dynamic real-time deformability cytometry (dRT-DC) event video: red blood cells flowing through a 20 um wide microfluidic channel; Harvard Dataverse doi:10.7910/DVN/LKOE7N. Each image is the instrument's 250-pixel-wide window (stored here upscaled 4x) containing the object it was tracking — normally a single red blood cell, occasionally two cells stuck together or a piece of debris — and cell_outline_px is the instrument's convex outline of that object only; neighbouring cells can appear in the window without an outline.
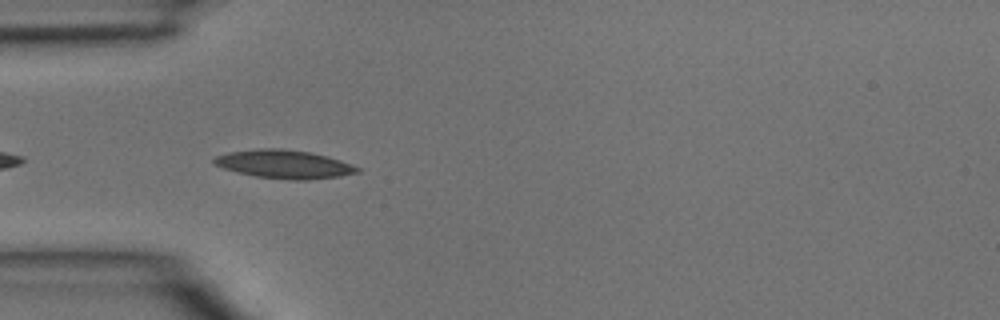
{"species": "common noctule bat (a hibernating species)", "species_latin": "Nyctalus noctula", "temperature_condition": "room temperature", "stored_images_in_passage": 1, "camera_frame_rate_fps": 3000, "um_per_image_px": 0.085, "animal": {"sex": "male", "body_mass_g": 15.6}, "frame": {"image": 1, "passage_image": 1, "time_ms": 0.0, "image_size_px": [1000, 320], "cell_outline_px": [[360, 172], [340, 176], [308, 180], [292, 180], [256, 176], [236, 172], [212, 164], [212, 160], [216, 156], [228, 152], [256, 148], [280, 148], [308, 152], [328, 156], [352, 164], [360, 168]], "centroid_in_image_um": [24.14, 13.95], "position_along_channel_um": 60.9, "area_um2": 23.81}}